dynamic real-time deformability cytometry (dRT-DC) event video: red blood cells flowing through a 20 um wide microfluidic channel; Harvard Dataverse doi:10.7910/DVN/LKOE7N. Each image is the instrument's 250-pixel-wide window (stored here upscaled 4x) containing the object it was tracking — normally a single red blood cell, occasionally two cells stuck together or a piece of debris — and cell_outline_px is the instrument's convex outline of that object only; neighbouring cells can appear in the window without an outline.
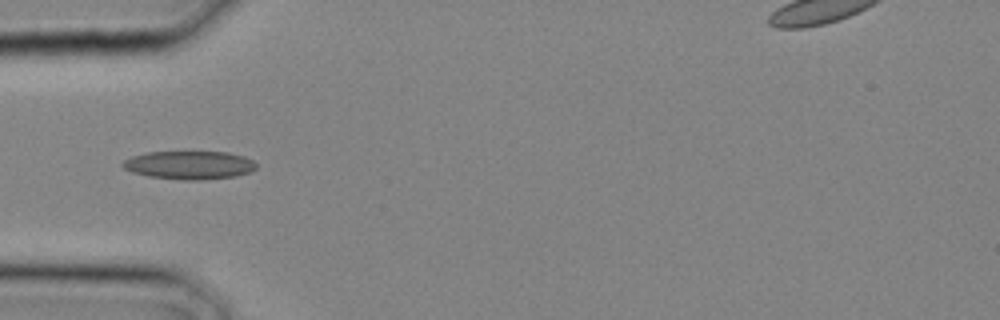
{"species": "common noctule bat (a hibernating species)", "species_latin": "Nyctalus noctula", "temperature_condition": "cold", "stored_images_in_passage": 2, "camera_frame_rate_fps": 3000, "um_per_image_px": 0.085, "animal": {"sex": "male", "body_mass_g": 20.4}, "frame": {"image": 1, "passage_image": 2, "time_ms": 0.333, "image_size_px": [1000, 320], "cell_outline_px": [[256, 168], [248, 172], [236, 176], [200, 180], [184, 180], [148, 176], [132, 172], [124, 168], [120, 164], [124, 160], [132, 156], [148, 152], [228, 152], [244, 156], [252, 160], [256, 164]], "centroid_in_image_um": [16.08, 14.03], "position_along_channel_um": 68.9, "area_um2": 21.96}}